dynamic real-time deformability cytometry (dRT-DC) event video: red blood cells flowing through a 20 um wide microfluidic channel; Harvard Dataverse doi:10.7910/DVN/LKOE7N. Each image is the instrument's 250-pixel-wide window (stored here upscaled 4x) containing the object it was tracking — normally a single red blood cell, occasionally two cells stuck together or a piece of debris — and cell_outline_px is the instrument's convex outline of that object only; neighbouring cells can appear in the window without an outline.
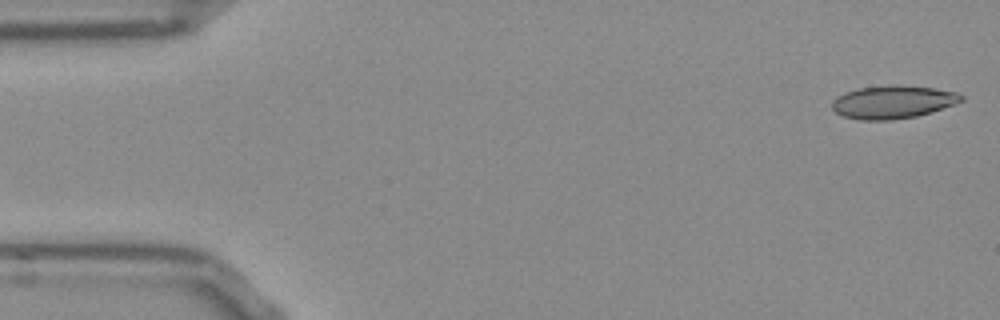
{"species": "Egyptian fruit bat (a non-hibernating species)", "species_latin": "Rousettus aegyptiacus", "temperature_condition": "room temperature", "stored_images_in_passage": 51, "camera_frame_rate_fps": 3000, "um_per_image_px": 0.085, "frame": {"image": 1, "passage_image": 1, "time_ms": 0.0, "image_size_px": [1000, 320], "cell_outline_px": [[964, 100], [956, 104], [916, 116], [892, 120], [860, 120], [844, 116], [836, 112], [832, 108], [832, 100], [836, 96], [844, 92], [856, 88], [888, 84], [896, 84], [932, 88], [956, 92], [964, 96]], "centroid_in_image_um": [75.87, 8.65], "position_along_channel_um": 9.1, "area_um2": 25.09}}
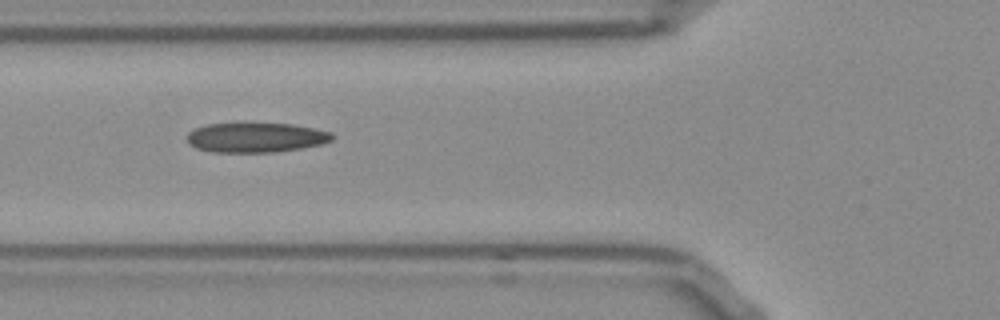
{"frame": {"image": 2, "passage_image": 18, "time_ms": 5.667, "image_size_px": [1000, 320], "cell_outline_px": [[332, 140], [320, 144], [300, 148], [276, 152], [212, 152], [196, 148], [188, 144], [188, 132], [196, 128], [208, 124], [236, 120], [244, 120], [292, 124], [332, 132]], "centroid_in_image_um": [21.69, 11.63], "position_along_channel_um": 104.1, "area_um2": 26.13}}
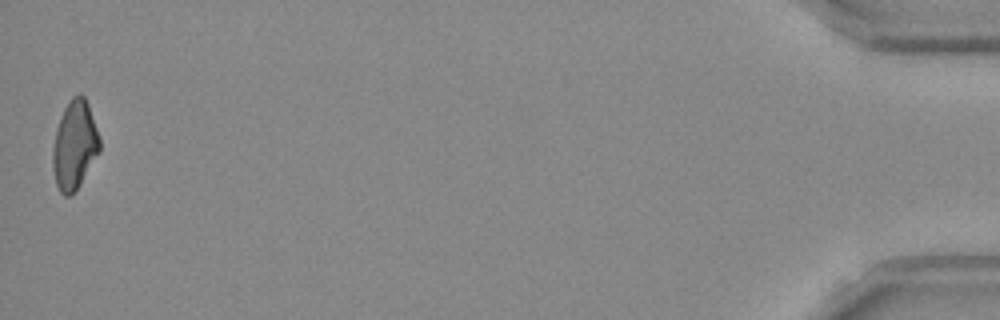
{"frame": {"image": 3, "passage_image": 51, "time_ms": 16.667, "image_size_px": [1000, 320], "cell_outline_px": [[100, 152], [80, 184], [68, 196], [64, 196], [60, 192], [56, 184], [52, 168], [52, 148], [56, 128], [60, 116], [68, 100], [72, 96], [80, 92], [84, 96], [88, 104], [100, 140]], "centroid_in_image_um": [6.32, 12.31], "position_along_channel_um": 428.9, "area_um2": 24.33}, "authors_computed_cell_mechanics": {"area_um2": 24.854, "velocity_mm_per_s": 3.8594, "shape_relaxation_time_tau1_ms": null, "shape_relaxation_time_tau2_ms": 4.8789, "deformation_change_tau1": null, "deformation_change_tau2": 0.1516}}